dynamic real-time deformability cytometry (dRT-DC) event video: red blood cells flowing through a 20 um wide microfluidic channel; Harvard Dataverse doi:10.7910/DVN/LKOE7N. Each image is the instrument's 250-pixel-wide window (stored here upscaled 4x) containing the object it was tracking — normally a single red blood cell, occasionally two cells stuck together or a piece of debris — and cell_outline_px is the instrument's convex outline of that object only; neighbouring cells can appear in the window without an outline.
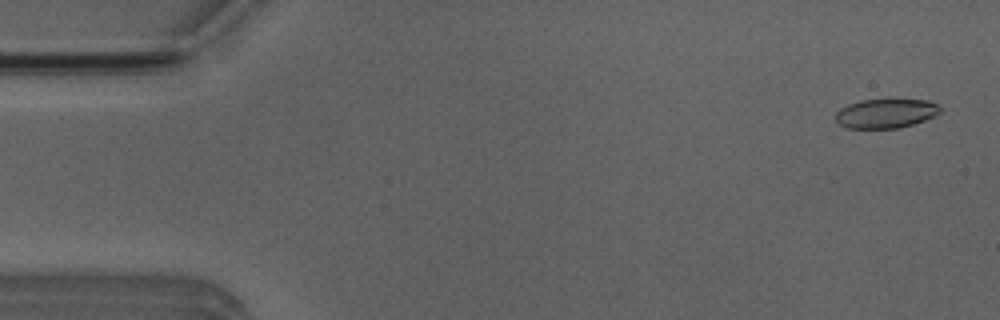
{"species": "Egyptian fruit bat (a non-hibernating species)", "species_latin": "Rousettus aegyptiacus", "temperature_condition": "room temperature", "stored_images_in_passage": 47, "camera_frame_rate_fps": 3000, "um_per_image_px": 0.085, "animal": {"sex": "male"}, "frame": {"image": 1, "passage_image": 2, "time_ms": 0.333, "image_size_px": [1000, 320], "cell_outline_px": [[940, 112], [924, 120], [900, 128], [848, 128], [840, 124], [836, 120], [836, 112], [840, 108], [848, 104], [860, 100], [928, 100], [936, 104], [940, 108]], "centroid_in_image_um": [75.26, 9.64], "position_along_channel_um": 9.7, "area_um2": 17.57}}
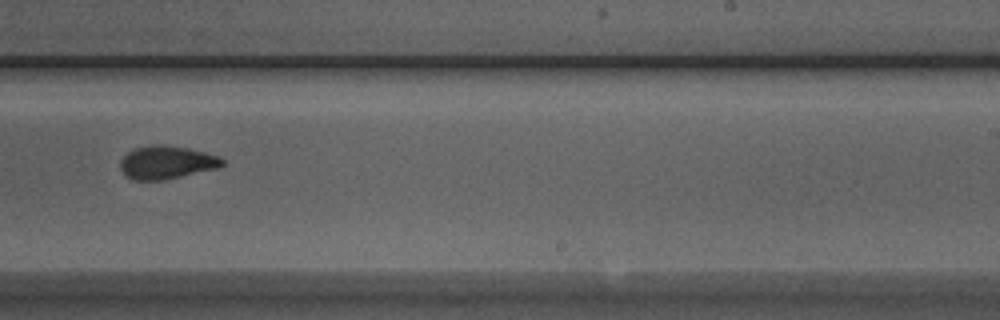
{"frame": {"image": 2, "passage_image": 32, "time_ms": 10.333, "image_size_px": [1000, 320], "cell_outline_px": [[224, 164], [220, 168], [164, 180], [132, 180], [124, 176], [120, 168], [120, 160], [128, 152], [136, 148], [152, 144], [164, 144], [188, 148], [220, 156], [224, 160]], "centroid_in_image_um": [14.17, 13.81], "position_along_channel_um": 274.8, "area_um2": 20.0}}
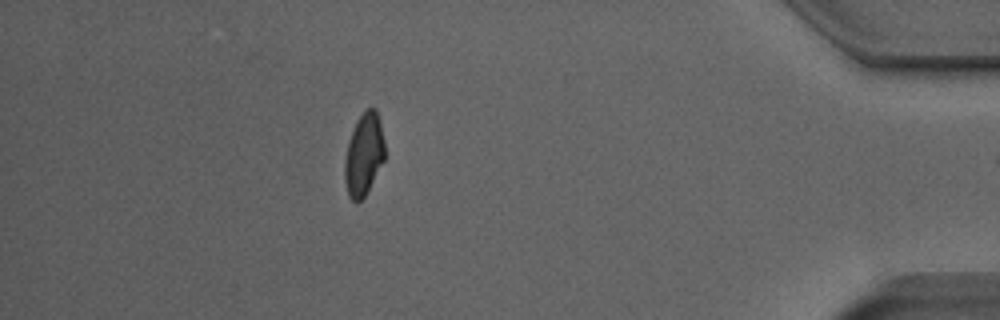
{"frame": {"image": 3, "passage_image": 46, "time_ms": 15.0, "image_size_px": [1000, 320], "cell_outline_px": [[384, 160], [364, 196], [356, 204], [348, 196], [344, 176], [344, 160], [348, 144], [356, 120], [364, 108], [376, 108], [380, 120], [384, 140]], "centroid_in_image_um": [30.92, 13.1], "position_along_channel_um": 404.3, "area_um2": 19.19}, "authors_computed_cell_mechanics": {"area_um2": 19.941, "velocity_mm_per_s": 3.898, "shape_relaxation_time_tau1_ms": 4.4081, "shape_relaxation_time_tau2_ms": 1.3852, "deformation_change_tau1": 0.1565, "deformation_change_tau2": 0.069}}